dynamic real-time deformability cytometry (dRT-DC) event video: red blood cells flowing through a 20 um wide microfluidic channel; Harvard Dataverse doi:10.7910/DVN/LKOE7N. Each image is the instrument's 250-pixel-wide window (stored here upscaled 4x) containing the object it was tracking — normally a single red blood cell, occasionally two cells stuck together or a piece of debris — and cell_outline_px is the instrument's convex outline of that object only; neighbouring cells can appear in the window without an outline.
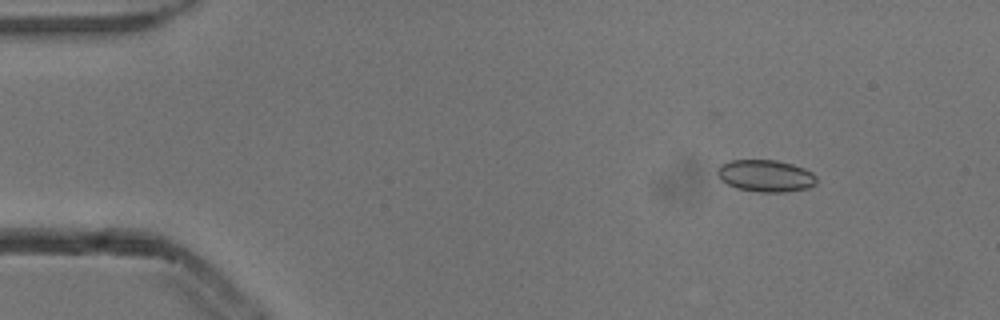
{"species": "common noctule bat (a hibernating species)", "species_latin": "Nyctalus noctula", "temperature_condition": "cold", "stored_images_in_passage": 53, "camera_frame_rate_fps": 3000, "um_per_image_px": 0.085, "animal": {"sex": "male", "body_mass_g": 13.3}, "frame": {"image": 1, "passage_image": 6, "time_ms": 1.667, "image_size_px": [1000, 320], "cell_outline_px": [[816, 184], [808, 188], [784, 192], [760, 192], [736, 188], [720, 180], [716, 172], [716, 168], [720, 164], [728, 160], [776, 160], [792, 164], [804, 168], [812, 172], [816, 176]], "centroid_in_image_um": [65.05, 14.94], "position_along_channel_um": 20.0, "area_um2": 18.67}}
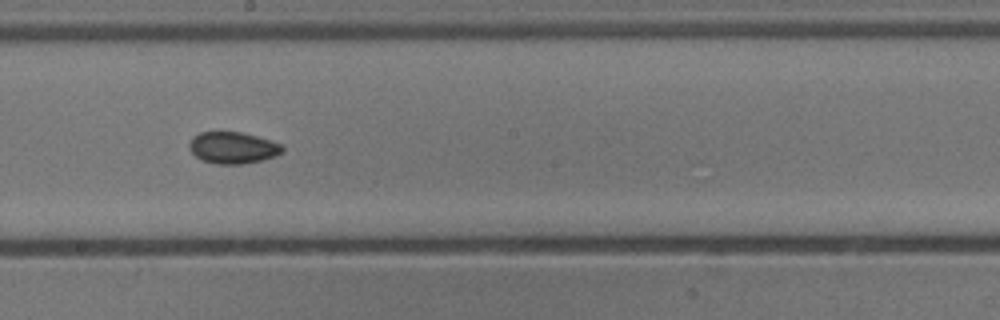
{"frame": {"image": 2, "passage_image": 29, "time_ms": 9.333, "image_size_px": [1000, 320], "cell_outline_px": [[284, 148], [276, 156], [244, 164], [216, 164], [204, 160], [196, 156], [188, 148], [188, 144], [192, 136], [200, 132], [240, 132], [256, 136], [280, 144]], "centroid_in_image_um": [19.74, 12.55], "position_along_channel_um": 228.5, "area_um2": 16.99}}
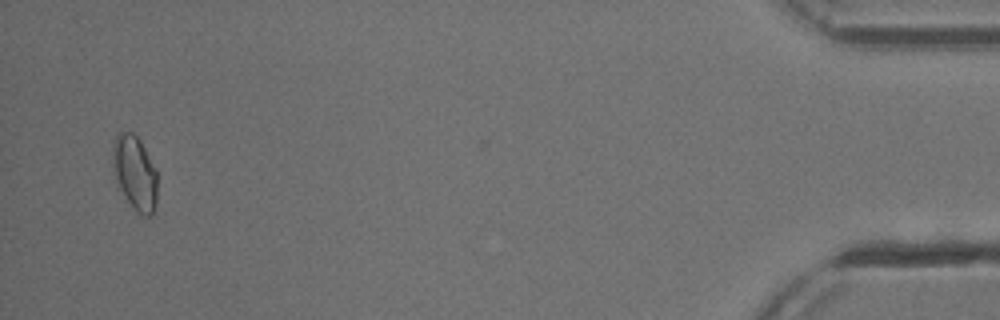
{"frame": {"image": 3, "passage_image": 51, "time_ms": 16.667, "image_size_px": [1000, 320], "cell_outline_px": [[156, 204], [152, 212], [148, 216], [144, 216], [136, 212], [120, 188], [112, 164], [112, 140], [116, 132], [132, 132], [140, 140], [156, 168]], "centroid_in_image_um": [11.45, 14.63], "position_along_channel_um": 423.8, "area_um2": 19.25}, "authors_computed_cell_mechanics": {"area_um2": 17.5134, "velocity_mm_per_s": 3.8691, "shape_relaxation_time_tau1_ms": 8.8313, "shape_relaxation_time_tau2_ms": 2.5047, "deformation_change_tau1": 0.0697, "deformation_change_tau2": 0.0537}}